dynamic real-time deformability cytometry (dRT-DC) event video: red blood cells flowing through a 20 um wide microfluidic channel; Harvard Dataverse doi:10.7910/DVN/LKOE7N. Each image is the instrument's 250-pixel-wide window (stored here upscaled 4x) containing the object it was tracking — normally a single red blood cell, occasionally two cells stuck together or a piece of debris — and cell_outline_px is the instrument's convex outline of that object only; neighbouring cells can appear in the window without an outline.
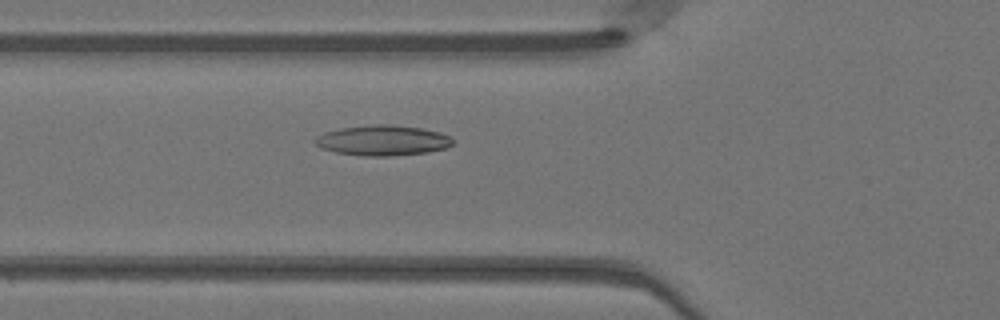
{"species": "Egyptian fruit bat (a non-hibernating species)", "species_latin": "Rousettus aegyptiacus", "temperature_condition": "warm", "stored_images_in_passage": 49, "camera_frame_rate_fps": 3000, "um_per_image_px": 0.085, "animal": {"sex": "female"}, "frame": {"image": 1, "passage_image": 18, "time_ms": 5.667, "image_size_px": [1000, 320], "cell_outline_px": [[452, 144], [444, 148], [428, 152], [388, 156], [364, 156], [336, 152], [320, 148], [312, 140], [316, 136], [324, 132], [340, 128], [376, 124], [392, 124], [420, 128], [440, 132], [452, 136]], "centroid_in_image_um": [32.5, 11.93], "position_along_channel_um": 93.3, "area_um2": 24.39}}
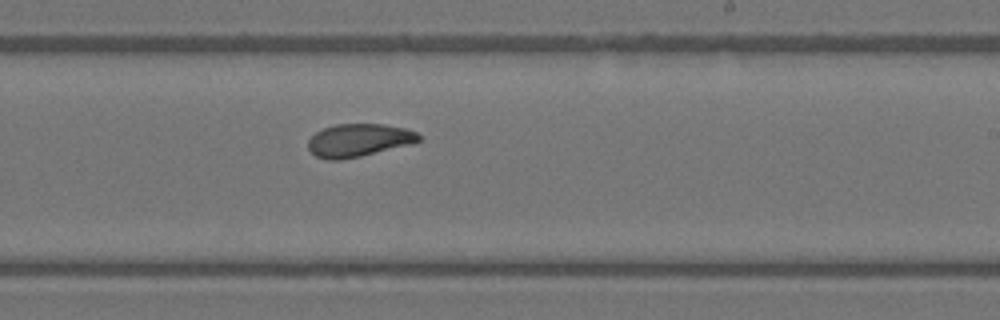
{"frame": {"image": 2, "passage_image": 30, "time_ms": 9.667, "image_size_px": [1000, 320], "cell_outline_px": [[420, 140], [412, 144], [360, 156], [340, 160], [328, 160], [316, 156], [308, 148], [308, 140], [316, 132], [324, 128], [336, 124], [384, 124], [404, 128], [416, 132], [420, 136]], "centroid_in_image_um": [30.49, 11.92], "position_along_channel_um": 258.5, "area_um2": 21.1}}
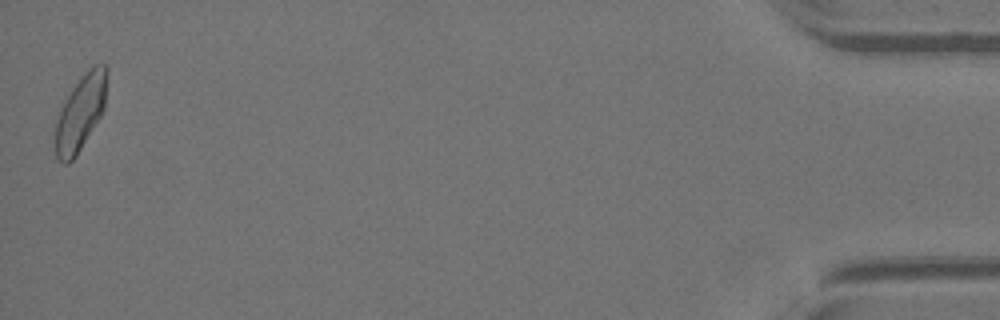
{"frame": {"image": 3, "passage_image": 49, "time_ms": 16.0, "image_size_px": [1000, 320], "cell_outline_px": [[108, 76], [104, 108], [100, 116], [76, 156], [68, 164], [64, 164], [56, 156], [52, 140], [56, 120], [60, 108], [64, 100], [72, 88], [84, 72], [88, 68], [96, 64], [104, 64], [108, 68]], "centroid_in_image_um": [6.81, 9.57], "position_along_channel_um": 428.4, "area_um2": 23.12}, "authors_computed_cell_mechanics": {"area_um2": 22.3686, "velocity_mm_per_s": 4.1222, "shape_relaxation_time_tau1_ms": 4.163, "shape_relaxation_time_tau2_ms": 3.0619, "deformation_change_tau1": 0.1226, "deformation_change_tau2": 0.0967}}